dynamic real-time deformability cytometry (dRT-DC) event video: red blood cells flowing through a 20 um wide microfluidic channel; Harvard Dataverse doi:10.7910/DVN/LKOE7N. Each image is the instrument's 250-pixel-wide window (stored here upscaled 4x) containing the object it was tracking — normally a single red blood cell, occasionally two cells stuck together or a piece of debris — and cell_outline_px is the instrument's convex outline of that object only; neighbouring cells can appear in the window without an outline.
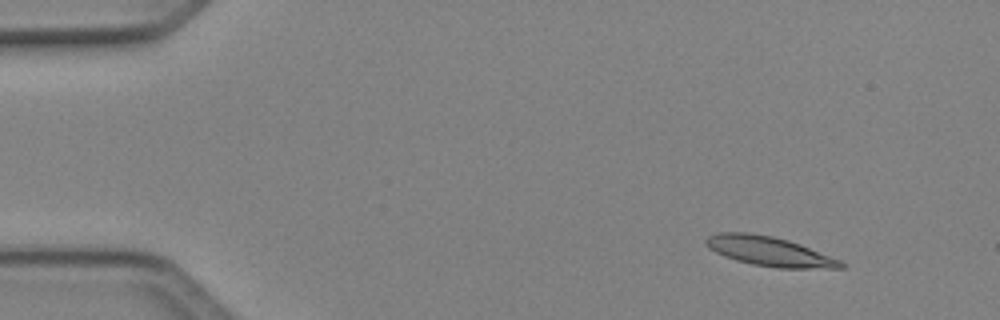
{"species": "Egyptian fruit bat (a non-hibernating species)", "species_latin": "Rousettus aegyptiacus", "temperature_condition": "cold", "stored_images_in_passage": 46, "camera_frame_rate_fps": 3000, "um_per_image_px": 0.085, "animal": {"sex": "female"}, "frame": {"image": 1, "passage_image": 1, "time_ms": 0.0, "image_size_px": [1000, 320], "cell_outline_px": [[844, 268], [776, 268], [752, 264], [736, 260], [724, 256], [708, 248], [704, 244], [704, 240], [708, 236], [716, 232], [748, 232], [772, 236], [788, 240], [800, 244], [840, 260], [844, 264]], "centroid_in_image_um": [65.34, 21.35], "position_along_channel_um": 19.7, "area_um2": 23.18}}
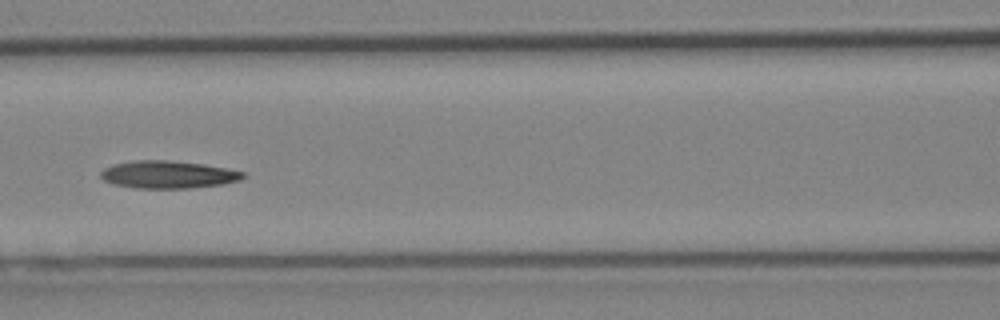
{"frame": {"image": 2, "passage_image": 18, "time_ms": 5.667, "image_size_px": [1000, 320], "cell_outline_px": [[248, 176], [240, 180], [224, 184], [188, 188], [136, 188], [112, 184], [104, 180], [100, 176], [100, 172], [104, 168], [112, 164], [132, 160], [168, 160], [204, 164], [228, 168], [244, 172]], "centroid_in_image_um": [14.3, 14.83], "position_along_channel_um": 152.3, "area_um2": 23.12}}
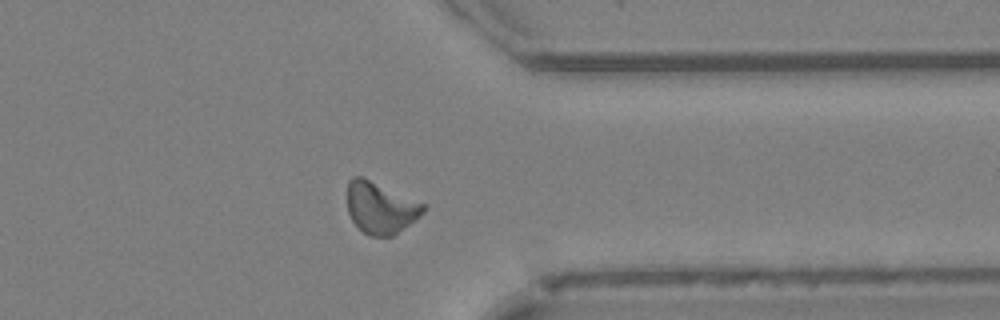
{"frame": {"image": 3, "passage_image": 35, "time_ms": 11.333, "image_size_px": [1000, 320], "cell_outline_px": [[424, 212], [420, 216], [392, 236], [372, 236], [364, 232], [352, 220], [348, 212], [348, 180], [352, 176], [360, 176], [424, 204]], "centroid_in_image_um": [32.31, 17.66], "position_along_channel_um": 379.1, "area_um2": 22.2}}